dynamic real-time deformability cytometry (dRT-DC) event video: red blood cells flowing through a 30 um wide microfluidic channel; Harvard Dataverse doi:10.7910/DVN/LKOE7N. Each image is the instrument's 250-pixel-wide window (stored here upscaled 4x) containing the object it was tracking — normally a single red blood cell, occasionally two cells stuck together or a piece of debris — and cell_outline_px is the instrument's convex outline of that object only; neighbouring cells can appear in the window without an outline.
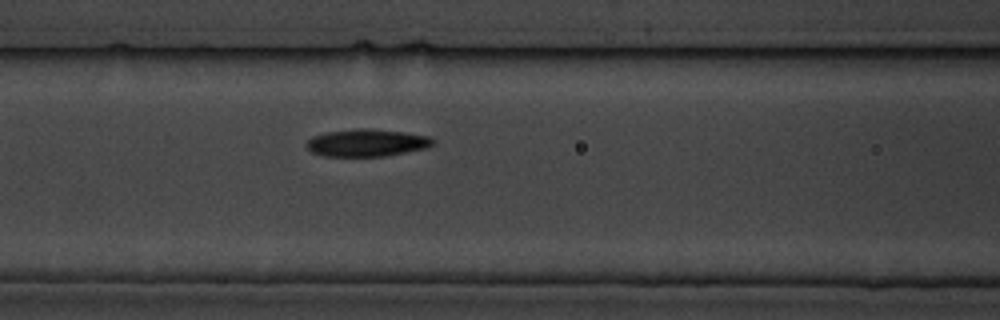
{"species": "common noctule bat (a hibernating species)", "species_latin": "Nyctalus noctula", "temperature_condition": "cold", "stored_images_in_passage": 4, "camera_frame_rate_fps": 3000, "um_per_image_px": 0.085, "animal": {"sex": "male", "body_mass_g": 19.5, "forearm_length_mm": 54.6}, "frame": {"image": 1, "passage_image": 4, "time_ms": 4.333, "image_size_px": [1000, 320], "cell_outline_px": [[436, 144], [428, 148], [384, 156], [324, 156], [312, 152], [304, 144], [312, 136], [328, 132], [356, 128], [368, 128], [404, 132], [428, 136], [436, 140]], "centroid_in_image_um": [31.21, 12.13], "position_along_channel_um": 135.4, "area_um2": 20.29}}